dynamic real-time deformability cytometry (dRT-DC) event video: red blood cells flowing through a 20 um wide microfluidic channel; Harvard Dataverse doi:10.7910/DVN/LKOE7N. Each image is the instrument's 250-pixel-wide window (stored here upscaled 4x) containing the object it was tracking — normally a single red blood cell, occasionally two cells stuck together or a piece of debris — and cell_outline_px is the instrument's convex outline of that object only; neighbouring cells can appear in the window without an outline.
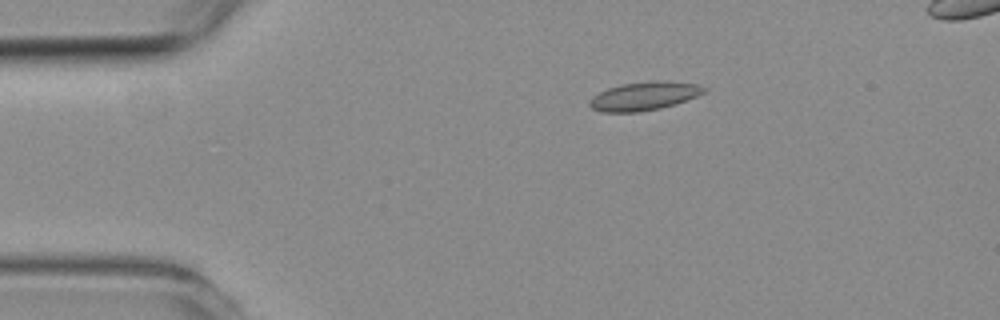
{"species": "common noctule bat (a hibernating species)", "species_latin": "Nyctalus noctula", "temperature_condition": "room temperature", "stored_images_in_passage": 5, "segment_of_instrument_passage": [1, 2], "camera_frame_rate_fps": 3000, "um_per_image_px": 0.085, "animal": {"sex": "female", "body_mass_g": 19.3, "forearm_length_mm": 54.1}, "frame": {"image": 1, "passage_image": 3, "time_ms": 2.333, "image_size_px": [1000, 320], "cell_outline_px": [[708, 88], [704, 92], [696, 96], [676, 104], [660, 108], [640, 112], [600, 112], [592, 108], [588, 104], [588, 100], [592, 96], [608, 88], [624, 84], [652, 80], [664, 80], [696, 84]], "centroid_in_image_um": [54.73, 8.16], "position_along_channel_um": 30.3, "area_um2": 19.07}}